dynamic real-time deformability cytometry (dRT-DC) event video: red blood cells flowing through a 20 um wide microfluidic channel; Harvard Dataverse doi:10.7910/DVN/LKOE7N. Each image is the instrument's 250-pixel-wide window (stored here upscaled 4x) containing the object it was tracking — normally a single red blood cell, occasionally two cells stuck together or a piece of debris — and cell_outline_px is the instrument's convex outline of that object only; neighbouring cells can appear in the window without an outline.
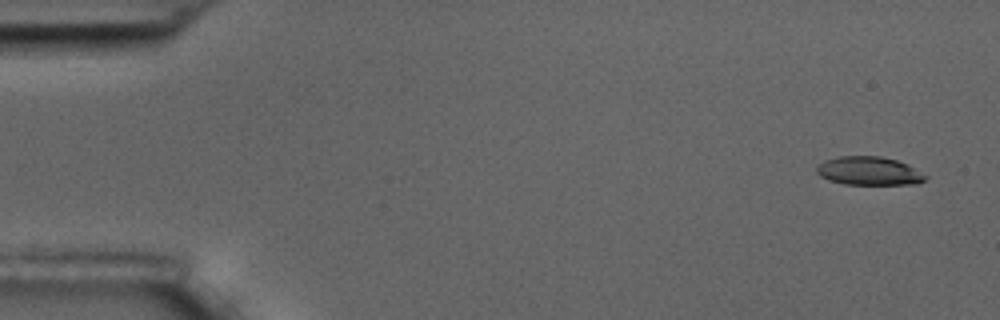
{"species": "common noctule bat (a hibernating species)", "species_latin": "Nyctalus noctula", "temperature_condition": "room temperature", "stored_images_in_passage": 6, "camera_frame_rate_fps": 3000, "um_per_image_px": 0.085, "animal": {"sex": "male", "body_mass_g": 17.5, "forearm_length_mm": 52.3}, "frame": {"image": 1, "passage_image": 1, "time_ms": 0.0, "image_size_px": [1000, 320], "cell_outline_px": [[928, 176], [924, 180], [916, 184], [844, 184], [828, 180], [820, 176], [816, 172], [816, 168], [824, 160], [836, 156], [880, 156], [896, 160], [908, 164]], "centroid_in_image_um": [73.85, 14.52], "position_along_channel_um": 11.2, "area_um2": 18.09}}